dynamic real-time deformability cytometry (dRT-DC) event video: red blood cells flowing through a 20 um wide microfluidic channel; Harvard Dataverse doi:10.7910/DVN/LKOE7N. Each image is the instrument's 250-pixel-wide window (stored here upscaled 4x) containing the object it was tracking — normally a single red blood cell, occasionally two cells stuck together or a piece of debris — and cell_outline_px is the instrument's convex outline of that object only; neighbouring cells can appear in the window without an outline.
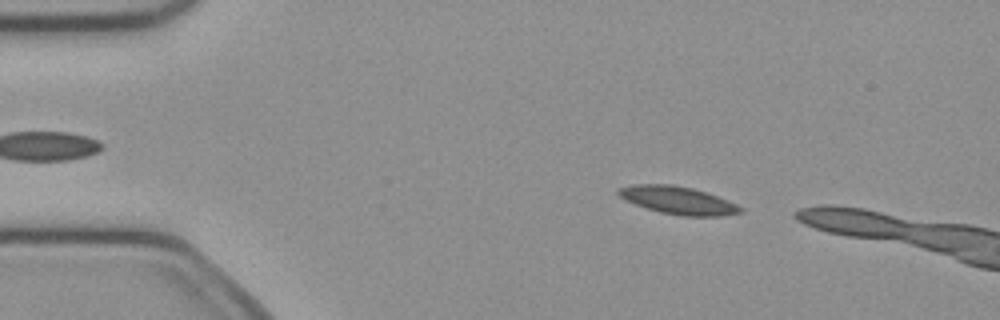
{"species": "common noctule bat (a hibernating species)", "species_latin": "Nyctalus noctula", "temperature_condition": "cold", "stored_images_in_passage": 10, "camera_frame_rate_fps": 3000, "um_per_image_px": 0.085, "animal": {"sex": "female", "body_mass_g": 21.9}, "frame": {"image": 1, "passage_image": 5, "time_ms": 1.333, "image_size_px": [1000, 320], "cell_outline_px": [[744, 212], [720, 216], [680, 216], [660, 212], [636, 204], [620, 196], [616, 192], [620, 188], [636, 184], [672, 184], [692, 188], [728, 200], [744, 208]], "centroid_in_image_um": [57.68, 17.03], "position_along_channel_um": 27.3, "area_um2": 19.48}}